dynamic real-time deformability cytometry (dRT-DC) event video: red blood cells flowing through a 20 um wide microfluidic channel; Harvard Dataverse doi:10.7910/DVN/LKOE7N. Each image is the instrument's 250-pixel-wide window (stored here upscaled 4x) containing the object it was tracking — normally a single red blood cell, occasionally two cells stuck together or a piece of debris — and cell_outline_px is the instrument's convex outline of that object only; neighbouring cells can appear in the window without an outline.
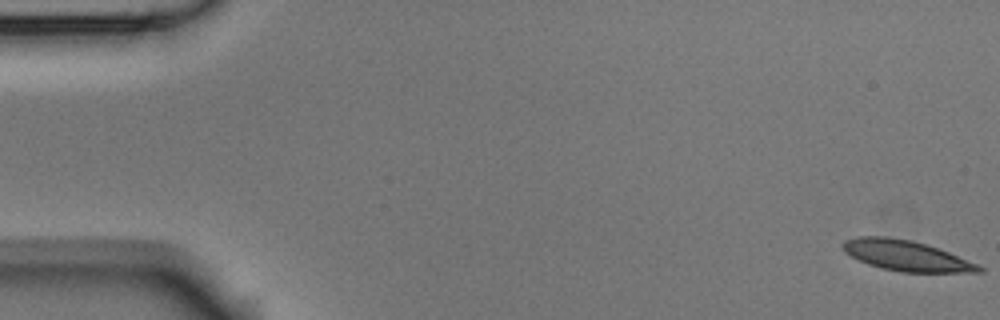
{"species": "Egyptian fruit bat (a non-hibernating species)", "species_latin": "Rousettus aegyptiacus", "temperature_condition": "room temperature", "stored_images_in_passage": 3, "camera_frame_rate_fps": 3000, "um_per_image_px": 0.085, "animal": {"sex": "male"}, "frame": {"image": 1, "passage_image": 1, "time_ms": 0.0, "image_size_px": [1000, 320], "cell_outline_px": [[984, 272], [900, 272], [880, 268], [868, 264], [844, 252], [840, 244], [844, 240], [856, 236], [888, 236], [912, 240], [948, 252], [976, 264], [984, 268]], "centroid_in_image_um": [76.95, 21.72], "position_along_channel_um": 8.0, "area_um2": 24.04}}